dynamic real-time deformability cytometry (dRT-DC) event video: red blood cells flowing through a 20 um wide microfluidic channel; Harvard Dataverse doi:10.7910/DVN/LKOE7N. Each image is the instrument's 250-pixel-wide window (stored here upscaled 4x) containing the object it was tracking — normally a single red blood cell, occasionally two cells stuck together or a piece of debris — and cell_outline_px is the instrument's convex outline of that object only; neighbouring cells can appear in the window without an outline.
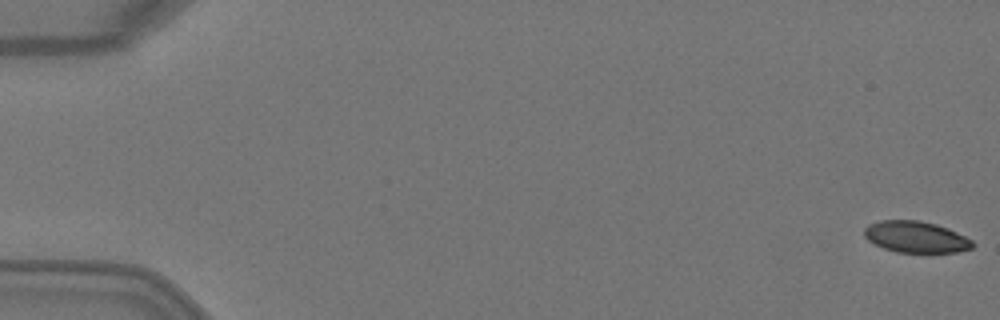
{"species": "Egyptian fruit bat (a non-hibernating species)", "species_latin": "Rousettus aegyptiacus", "temperature_condition": "warm", "stored_images_in_passage": 5, "segment_of_instrument_passage": [1, 2], "camera_frame_rate_fps": 3000, "um_per_image_px": 0.085, "animal": {"sex": "female"}, "frame": {"image": 1, "passage_image": 1, "time_ms": 0.0, "image_size_px": [1000, 320], "cell_outline_px": [[976, 244], [972, 248], [956, 252], [896, 252], [884, 248], [868, 240], [864, 236], [864, 228], [868, 224], [880, 220], [920, 220], [936, 224], [948, 228], [972, 240]], "centroid_in_image_um": [77.84, 20.13], "position_along_channel_um": 7.2, "area_um2": 19.83}}
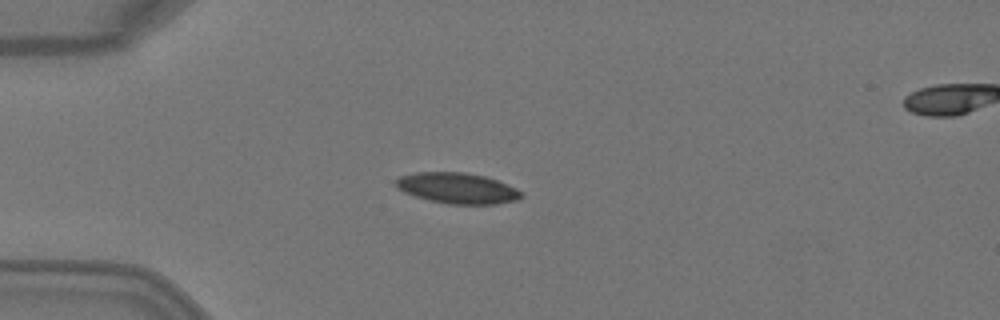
{"frame": {"image": 2, "passage_image": 4, "time_ms": 1.0, "image_size_px": [1000, 320], "cell_outline_px": [[524, 196], [516, 200], [496, 204], [448, 204], [428, 200], [404, 192], [396, 188], [396, 180], [400, 176], [416, 172], [464, 172], [484, 176], [496, 180], [516, 188], [524, 192]], "centroid_in_image_um": [38.88, 16.0], "position_along_channel_um": 46.1, "area_um2": 22.48}}